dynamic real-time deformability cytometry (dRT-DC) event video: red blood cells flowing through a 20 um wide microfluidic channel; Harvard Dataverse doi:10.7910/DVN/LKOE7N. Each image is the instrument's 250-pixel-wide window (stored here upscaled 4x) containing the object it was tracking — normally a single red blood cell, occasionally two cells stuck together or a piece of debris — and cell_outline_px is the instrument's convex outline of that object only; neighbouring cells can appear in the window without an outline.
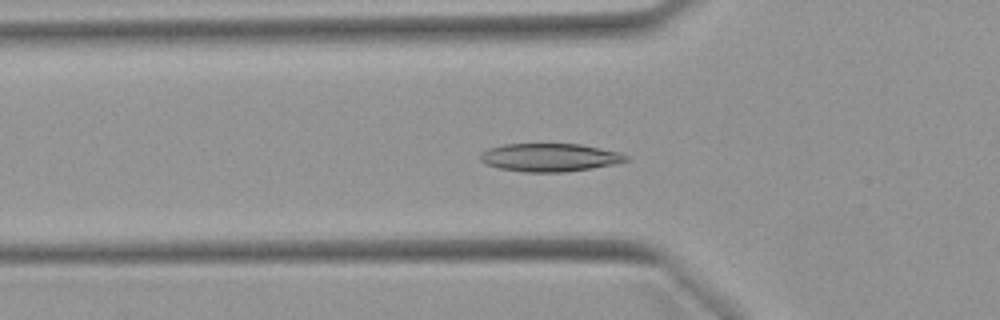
{"species": "Egyptian fruit bat (a non-hibernating species)", "species_latin": "Rousettus aegyptiacus", "temperature_condition": "warm", "stored_images_in_passage": 51, "camera_frame_rate_fps": 3000, "um_per_image_px": 0.085, "animal": {"sex": "female"}, "frame": {"image": 1, "passage_image": 17, "time_ms": 5.333, "image_size_px": [1000, 320], "cell_outline_px": [[628, 160], [612, 164], [592, 168], [564, 172], [524, 172], [500, 168], [484, 164], [480, 160], [480, 152], [488, 148], [504, 144], [580, 144], [620, 152], [628, 156]], "centroid_in_image_um": [46.69, 13.38], "position_along_channel_um": 79.1, "area_um2": 23.87}}
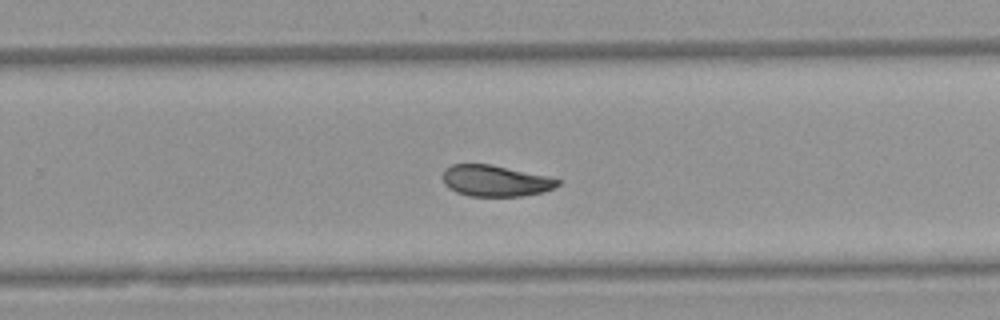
{"frame": {"image": 2, "passage_image": 33, "time_ms": 10.667, "image_size_px": [1000, 320], "cell_outline_px": [[560, 184], [544, 192], [524, 196], [468, 196], [456, 192], [448, 188], [444, 184], [444, 168], [452, 164], [492, 164], [548, 176], [560, 180]], "centroid_in_image_um": [42.1, 15.37], "position_along_channel_um": 287.7, "area_um2": 21.04}}
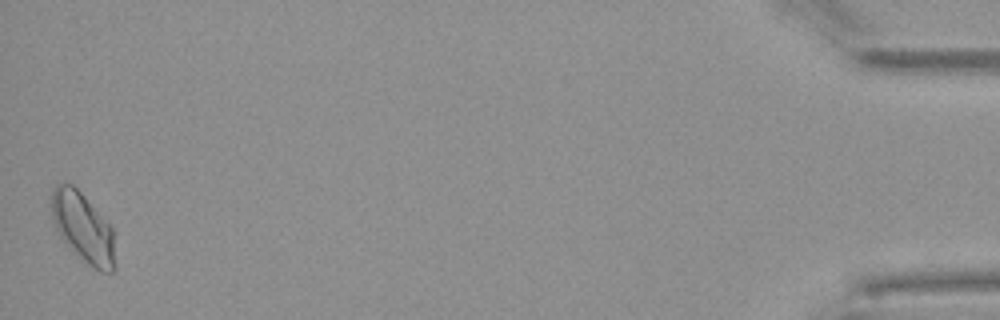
{"frame": {"image": 3, "passage_image": 51, "time_ms": 16.667, "image_size_px": [1000, 320], "cell_outline_px": [[116, 268], [112, 272], [100, 272], [92, 268], [72, 252], [60, 236], [52, 220], [52, 188], [56, 184], [64, 180], [72, 184], [80, 192], [112, 228]], "centroid_in_image_um": [7.04, 19.37], "position_along_channel_um": 428.2, "area_um2": 25.89}, "authors_computed_cell_mechanics": {"area_um2": 22.4264, "velocity_mm_per_s": 3.9144, "shape_relaxation_time_tau1_ms": 6.5705, "shape_relaxation_time_tau2_ms": 6.0803, "deformation_change_tau1": 0.1642, "deformation_change_tau2": 0.1031}}